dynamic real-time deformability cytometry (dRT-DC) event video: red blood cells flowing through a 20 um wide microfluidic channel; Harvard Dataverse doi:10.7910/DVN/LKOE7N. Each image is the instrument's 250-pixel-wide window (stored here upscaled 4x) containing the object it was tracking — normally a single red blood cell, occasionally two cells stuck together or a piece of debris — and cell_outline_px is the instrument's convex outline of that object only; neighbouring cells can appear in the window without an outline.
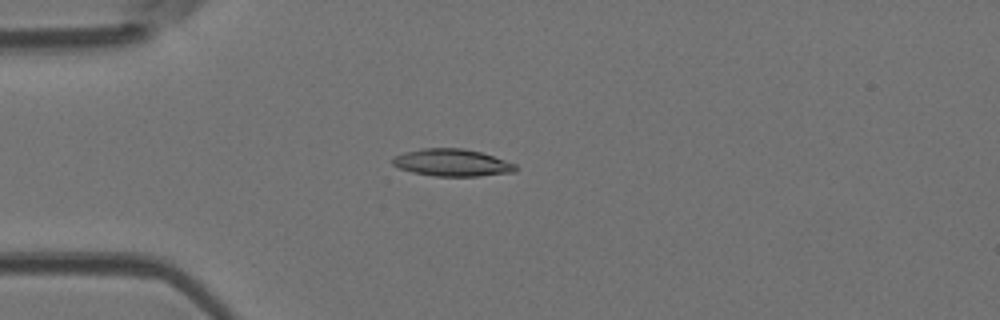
{"species": "Egyptian fruit bat (a non-hibernating species)", "species_latin": "Rousettus aegyptiacus", "temperature_condition": "room temperature", "stored_images_in_passage": 1, "camera_frame_rate_fps": 3000, "um_per_image_px": 0.085, "animal": {"sex": "female"}, "frame": {"image": 1, "passage_image": 1, "time_ms": 0.0, "image_size_px": [1000, 320], "cell_outline_px": [[516, 172], [480, 176], [436, 176], [412, 172], [400, 168], [392, 164], [392, 160], [396, 156], [404, 152], [420, 148], [464, 148], [480, 152], [516, 164]], "centroid_in_image_um": [38.43, 13.82], "position_along_channel_um": 46.6, "area_um2": 19.42}}